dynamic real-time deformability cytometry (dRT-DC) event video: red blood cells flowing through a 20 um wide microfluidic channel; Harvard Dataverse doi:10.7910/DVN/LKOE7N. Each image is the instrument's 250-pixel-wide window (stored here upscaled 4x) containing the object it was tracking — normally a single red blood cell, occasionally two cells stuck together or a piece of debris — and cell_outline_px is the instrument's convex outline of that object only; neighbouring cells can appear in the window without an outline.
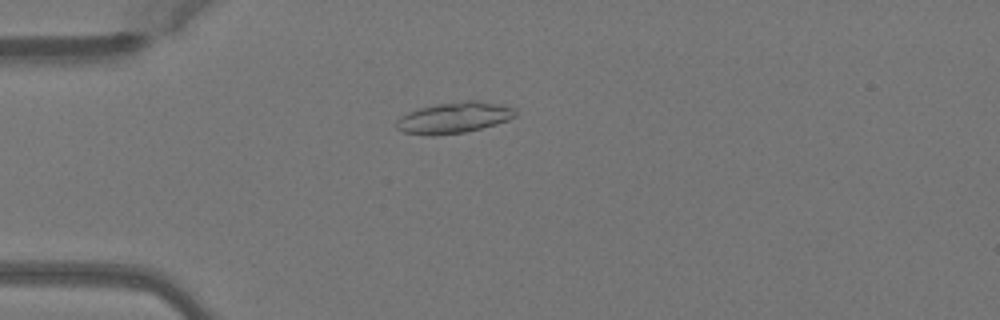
{"species": "Egyptian fruit bat (a non-hibernating species)", "species_latin": "Rousettus aegyptiacus", "temperature_condition": "warm", "stored_images_in_passage": 51, "camera_frame_rate_fps": 3000, "um_per_image_px": 0.085, "animal": {"sex": "female"}, "frame": {"image": 1, "passage_image": 14, "time_ms": 4.333, "image_size_px": [1000, 320], "cell_outline_px": [[516, 116], [508, 120], [496, 124], [464, 132], [432, 136], [404, 132], [396, 128], [396, 120], [400, 116], [408, 112], [420, 108], [440, 104], [468, 100], [476, 100], [516, 108]], "centroid_in_image_um": [38.58, 10.01], "position_along_channel_um": 46.4, "area_um2": 21.27}}
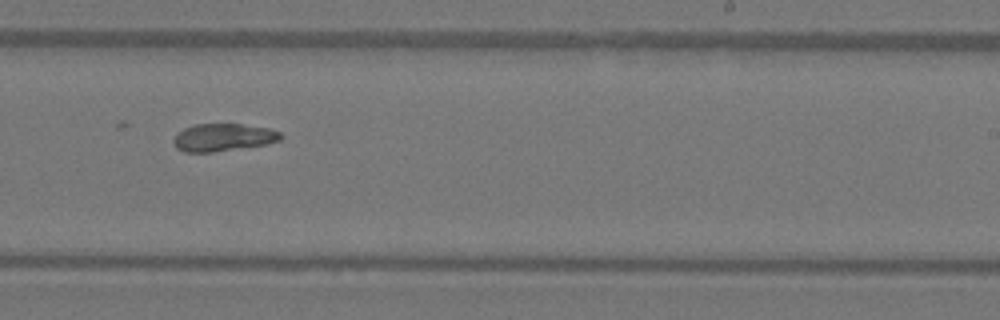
{"frame": {"image": 2, "passage_image": 32, "time_ms": 10.333, "image_size_px": [1000, 320], "cell_outline_px": [[284, 136], [280, 140], [264, 144], [212, 152], [184, 152], [176, 148], [172, 144], [172, 140], [184, 128], [196, 124], [244, 124], [268, 128], [280, 132]], "centroid_in_image_um": [18.95, 11.67], "position_along_channel_um": 270.0, "area_um2": 17.11}}
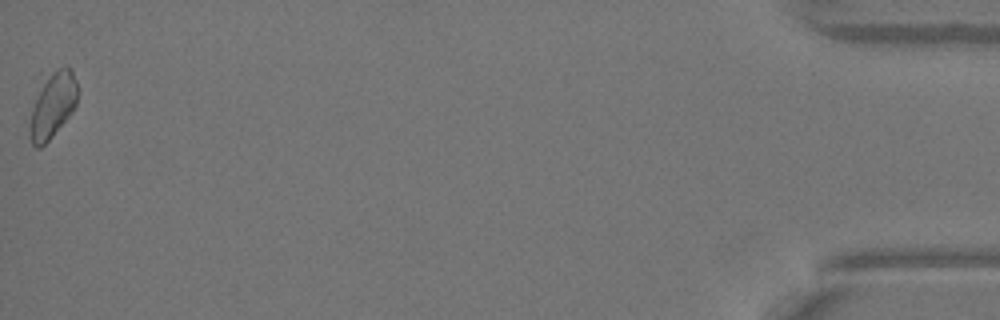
{"frame": {"image": 3, "passage_image": 51, "time_ms": 16.667, "image_size_px": [1000, 320], "cell_outline_px": [[76, 104], [72, 112], [52, 136], [40, 148], [36, 148], [32, 144], [28, 136], [28, 124], [32, 108], [44, 84], [52, 72], [56, 68], [72, 68], [76, 80]], "centroid_in_image_um": [4.46, 9.01], "position_along_channel_um": 430.7, "area_um2": 17.69}, "authors_computed_cell_mechanics": {"area_um2": 20.2878, "velocity_mm_per_s": 4.0384, "shape_relaxation_time_tau1_ms": null, "shape_relaxation_time_tau2_ms": 4.1808, "deformation_change_tau1": null, "deformation_change_tau2": 0.0769}}